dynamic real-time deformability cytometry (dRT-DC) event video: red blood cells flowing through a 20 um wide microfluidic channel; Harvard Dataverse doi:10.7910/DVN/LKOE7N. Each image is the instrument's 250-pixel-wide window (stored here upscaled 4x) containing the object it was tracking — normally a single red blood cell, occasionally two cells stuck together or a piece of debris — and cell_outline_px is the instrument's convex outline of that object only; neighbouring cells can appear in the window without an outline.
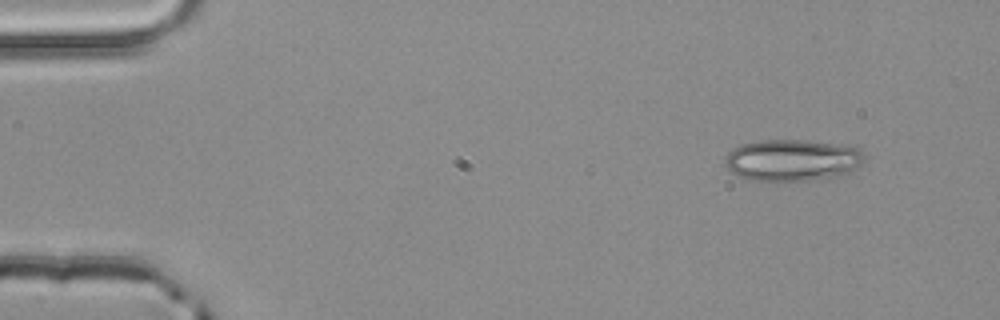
{"species": "common noctule bat (a hibernating species)", "species_latin": "Nyctalus noctula", "temperature_condition": "room temperature", "stored_images_in_passage": 3, "camera_frame_rate_fps": 3000, "um_per_image_px": 0.085, "animal": {"sex": "male", "body_mass_g": 20.4}, "frame": {"image": 1, "passage_image": 1, "time_ms": 0.0, "image_size_px": [1000, 320], "cell_outline_px": [[864, 160], [856, 168], [848, 172], [836, 176], [812, 180], [776, 184], [748, 180], [732, 172], [724, 164], [724, 160], [728, 152], [740, 144], [760, 140], [804, 140], [856, 144], [864, 152]], "centroid_in_image_um": [67.37, 13.62], "position_along_channel_um": 17.6, "area_um2": 35.2}}